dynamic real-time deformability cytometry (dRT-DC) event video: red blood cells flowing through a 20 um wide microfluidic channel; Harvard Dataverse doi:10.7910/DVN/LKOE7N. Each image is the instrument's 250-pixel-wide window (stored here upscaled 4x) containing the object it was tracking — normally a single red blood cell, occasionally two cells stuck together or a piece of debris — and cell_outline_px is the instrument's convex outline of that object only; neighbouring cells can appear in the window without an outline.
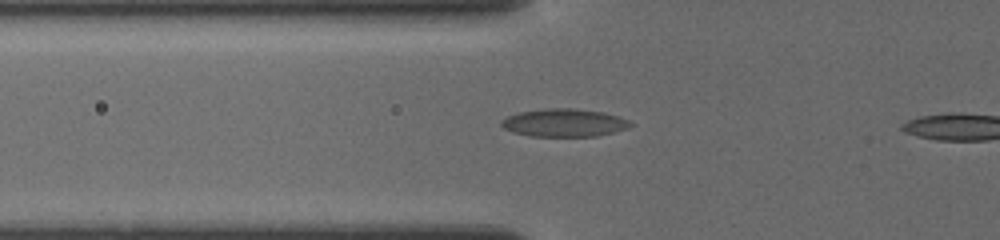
{"species": "common noctule bat (a hibernating species)", "species_latin": "Nyctalus noctula", "temperature_condition": "cold", "stored_images_in_passage": 34, "camera_frame_rate_fps": 3000, "um_per_image_px": 0.085, "animal": {"sex": "female", "body_mass_g": 19.5, "forearm_length_mm": 54.1}, "frame": {"image": 1, "passage_image": 2, "time_ms": 0.667, "image_size_px": [1000, 240], "cell_outline_px": [[636, 124], [628, 128], [596, 136], [528, 136], [512, 132], [504, 128], [500, 124], [500, 120], [508, 116], [520, 112], [544, 108], [576, 108], [604, 112], [628, 120]], "centroid_in_image_um": [47.94, 10.43], "position_along_channel_um": 77.9, "area_um2": 21.1}}
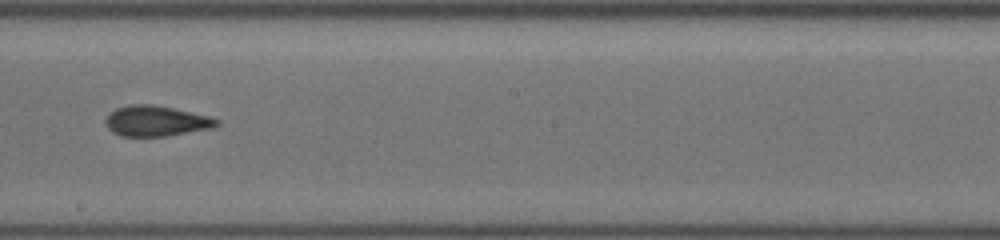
{"frame": {"image": 2, "passage_image": 14, "time_ms": 4.667, "image_size_px": [1000, 240], "cell_outline_px": [[220, 124], [212, 128], [168, 136], [120, 136], [112, 132], [108, 128], [104, 120], [116, 108], [128, 104], [152, 104], [172, 108], [208, 116], [220, 120]], "centroid_in_image_um": [13.26, 10.29], "position_along_channel_um": 234.9, "area_um2": 19.71}}
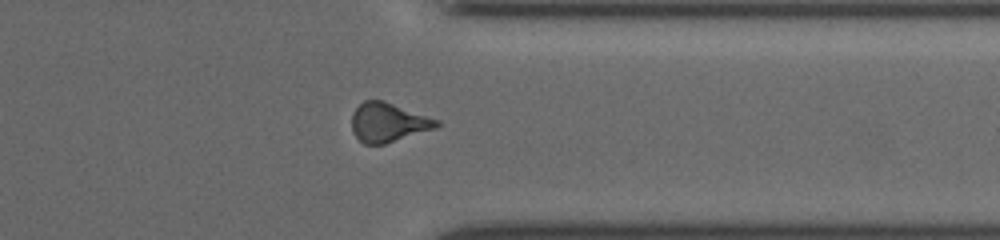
{"frame": {"image": 3, "passage_image": 28, "time_ms": 8.333, "image_size_px": [1000, 240], "cell_outline_px": [[440, 124], [436, 128], [384, 144], [364, 144], [352, 132], [352, 112], [364, 100], [384, 100], [440, 120]], "centroid_in_image_um": [33.0, 10.39], "position_along_channel_um": 378.4, "area_um2": 19.36}}